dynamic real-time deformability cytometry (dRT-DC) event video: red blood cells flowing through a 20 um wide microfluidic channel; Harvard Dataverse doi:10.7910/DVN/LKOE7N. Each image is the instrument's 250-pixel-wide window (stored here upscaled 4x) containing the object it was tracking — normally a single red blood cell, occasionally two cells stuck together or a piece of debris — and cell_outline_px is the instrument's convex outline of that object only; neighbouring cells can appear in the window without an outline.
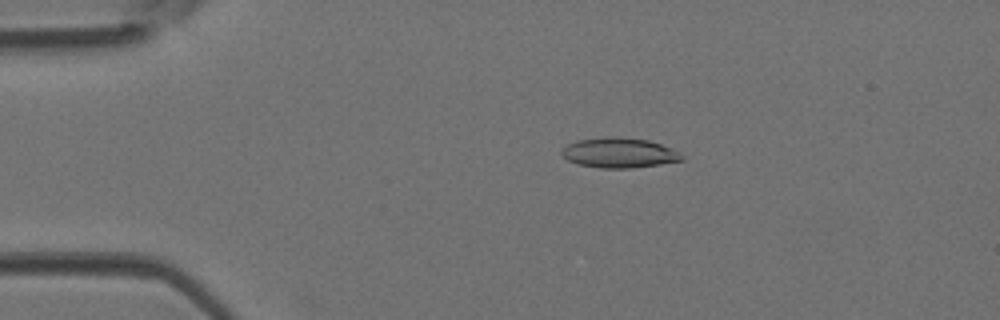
{"species": "Egyptian fruit bat (a non-hibernating species)", "species_latin": "Rousettus aegyptiacus", "temperature_condition": "room temperature", "stored_images_in_passage": 45, "camera_frame_rate_fps": 3000, "um_per_image_px": 0.085, "animal": {"sex": "female"}, "frame": {"image": 1, "passage_image": 9, "time_ms": 2.667, "image_size_px": [1000, 320], "cell_outline_px": [[684, 160], [660, 164], [632, 168], [600, 168], [580, 164], [568, 160], [560, 156], [560, 152], [568, 144], [576, 140], [608, 136], [620, 136], [648, 140], [660, 144], [684, 156]], "centroid_in_image_um": [52.58, 12.98], "position_along_channel_um": 32.4, "area_um2": 20.98}}
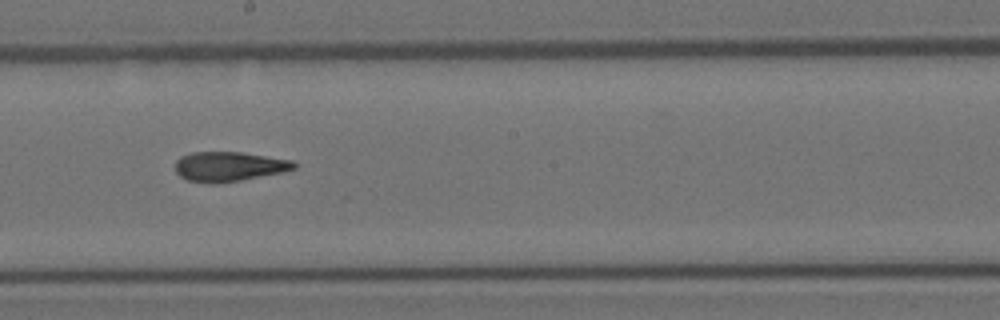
{"frame": {"image": 2, "passage_image": 25, "time_ms": 8.0, "image_size_px": [1000, 320], "cell_outline_px": [[296, 168], [280, 172], [240, 180], [216, 184], [208, 184], [188, 180], [180, 176], [176, 172], [176, 160], [180, 156], [192, 152], [240, 152], [292, 160], [296, 164]], "centroid_in_image_um": [19.41, 14.15], "position_along_channel_um": 228.8, "area_um2": 20.4}}
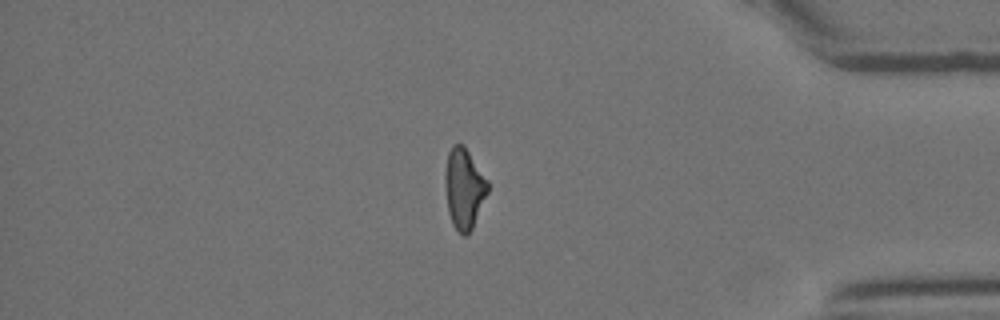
{"frame": {"image": 3, "passage_image": 38, "time_ms": 12.333, "image_size_px": [1000, 320], "cell_outline_px": [[488, 192], [472, 228], [468, 236], [464, 236], [452, 224], [448, 212], [444, 184], [444, 176], [448, 152], [452, 144], [464, 144], [488, 180]], "centroid_in_image_um": [39.43, 16.0], "position_along_channel_um": 395.8, "area_um2": 20.17}}